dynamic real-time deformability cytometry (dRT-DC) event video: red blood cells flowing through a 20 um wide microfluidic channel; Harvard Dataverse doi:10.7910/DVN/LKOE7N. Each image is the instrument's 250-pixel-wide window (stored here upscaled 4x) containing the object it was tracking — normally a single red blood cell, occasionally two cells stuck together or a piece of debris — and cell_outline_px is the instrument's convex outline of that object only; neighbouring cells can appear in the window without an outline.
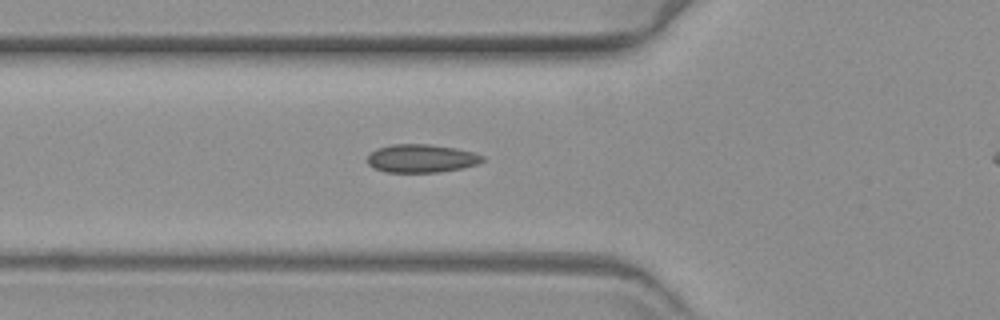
{"species": "common noctule bat (a hibernating species)", "species_latin": "Nyctalus noctula", "temperature_condition": "warm", "stored_images_in_passage": 21, "camera_frame_rate_fps": 3000, "um_per_image_px": 0.085, "animal": {"sex": "female", "body_mass_g": 19.3, "forearm_length_mm": 54.1}, "frame": {"image": 1, "passage_image": 2, "time_ms": 0.333, "image_size_px": [1000, 320], "cell_outline_px": [[484, 160], [476, 164], [460, 168], [440, 172], [384, 172], [372, 168], [368, 164], [368, 156], [376, 148], [392, 144], [432, 144], [456, 148], [472, 152], [484, 156]], "centroid_in_image_um": [35.78, 13.46], "position_along_channel_um": 90.0, "area_um2": 18.96}}
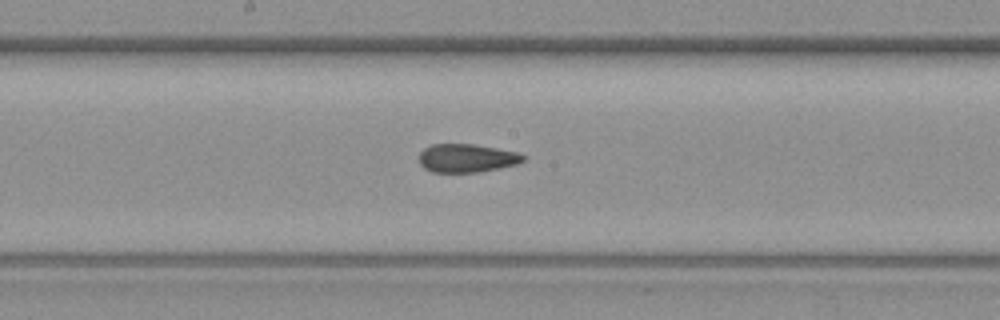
{"frame": {"image": 2, "passage_image": 12, "time_ms": 3.667, "image_size_px": [1000, 320], "cell_outline_px": [[528, 156], [524, 160], [516, 164], [480, 172], [432, 172], [424, 168], [420, 164], [420, 152], [424, 148], [432, 144], [472, 144], [520, 152]], "centroid_in_image_um": [39.7, 13.44], "position_along_channel_um": 208.5, "area_um2": 17.28}}
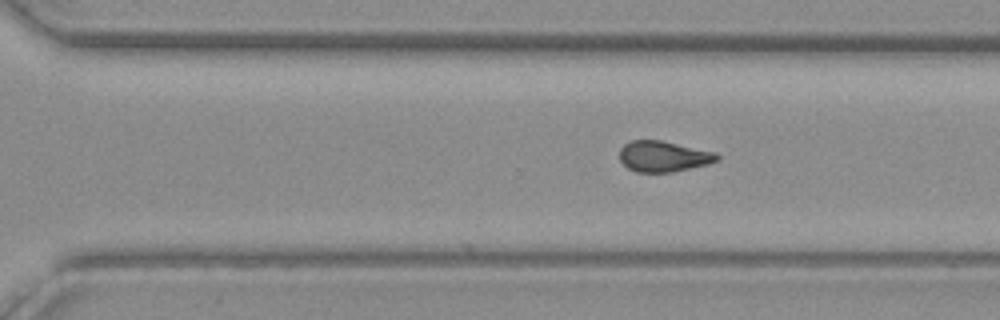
{"frame": {"image": 3, "passage_image": 21, "time_ms": 6.667, "image_size_px": [1000, 320], "cell_outline_px": [[720, 160], [708, 164], [672, 172], [636, 172], [628, 168], [620, 160], [620, 148], [624, 144], [632, 140], [660, 140], [716, 152], [720, 156]], "centroid_in_image_um": [56.41, 13.29], "position_along_channel_um": 314.2, "area_um2": 17.51}}